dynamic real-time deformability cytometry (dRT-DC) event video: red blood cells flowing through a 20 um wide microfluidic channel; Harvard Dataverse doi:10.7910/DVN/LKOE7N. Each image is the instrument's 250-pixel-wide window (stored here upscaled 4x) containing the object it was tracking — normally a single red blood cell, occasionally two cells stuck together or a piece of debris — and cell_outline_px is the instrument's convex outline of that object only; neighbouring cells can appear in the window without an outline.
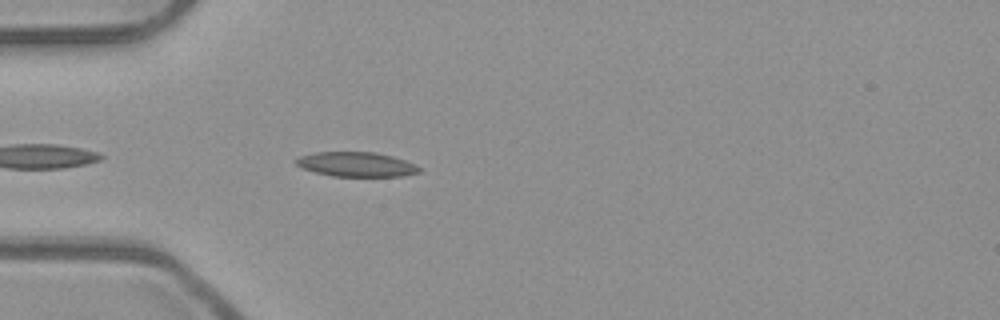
{"species": "common noctule bat (a hibernating species)", "species_latin": "Nyctalus noctula", "temperature_condition": "room temperature", "stored_images_in_passage": 17, "camera_frame_rate_fps": 3000, "um_per_image_px": 0.085, "animal": {"sex": "male", "body_mass_g": 23.1, "forearm_length_mm": 52.7}, "frame": {"image": 1, "passage_image": 4, "time_ms": 1.0, "image_size_px": [1000, 320], "cell_outline_px": [[420, 172], [404, 176], [332, 176], [300, 168], [292, 160], [300, 156], [316, 152], [376, 152], [392, 156], [416, 164], [420, 168]], "centroid_in_image_um": [30.27, 13.97], "position_along_channel_um": 54.7, "area_um2": 17.74}}
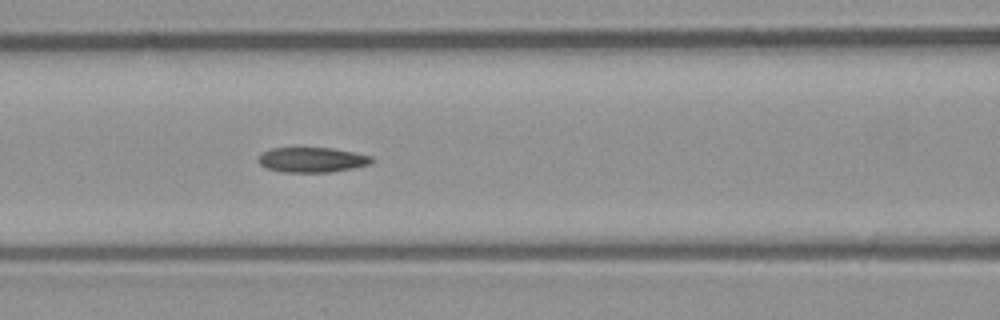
{"frame": {"image": 2, "passage_image": 11, "time_ms": 3.333, "image_size_px": [1000, 320], "cell_outline_px": [[376, 160], [372, 164], [332, 172], [280, 172], [268, 168], [260, 164], [256, 160], [264, 152], [272, 148], [332, 148], [372, 156]], "centroid_in_image_um": [26.56, 13.59], "position_along_channel_um": 140.0, "area_um2": 16.53}}
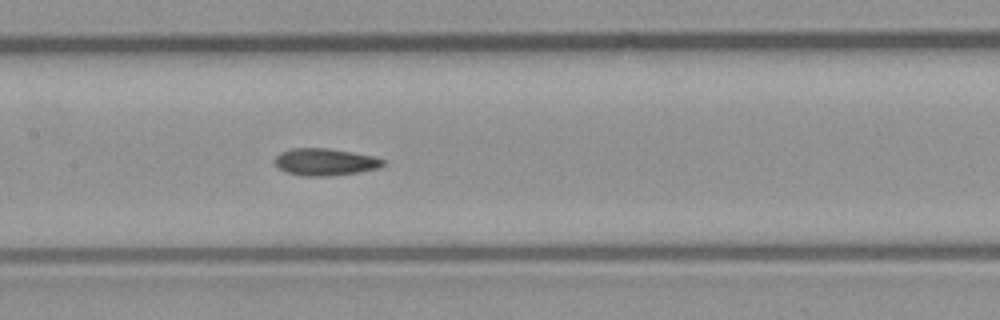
{"frame": {"image": 3, "passage_image": 14, "time_ms": 4.333, "image_size_px": [1000, 320], "cell_outline_px": [[388, 164], [380, 168], [360, 172], [332, 176], [300, 176], [284, 172], [276, 164], [276, 156], [280, 152], [292, 148], [328, 148], [352, 152], [372, 156], [388, 160]], "centroid_in_image_um": [27.7, 13.78], "position_along_channel_um": 179.7, "area_um2": 17.4}}